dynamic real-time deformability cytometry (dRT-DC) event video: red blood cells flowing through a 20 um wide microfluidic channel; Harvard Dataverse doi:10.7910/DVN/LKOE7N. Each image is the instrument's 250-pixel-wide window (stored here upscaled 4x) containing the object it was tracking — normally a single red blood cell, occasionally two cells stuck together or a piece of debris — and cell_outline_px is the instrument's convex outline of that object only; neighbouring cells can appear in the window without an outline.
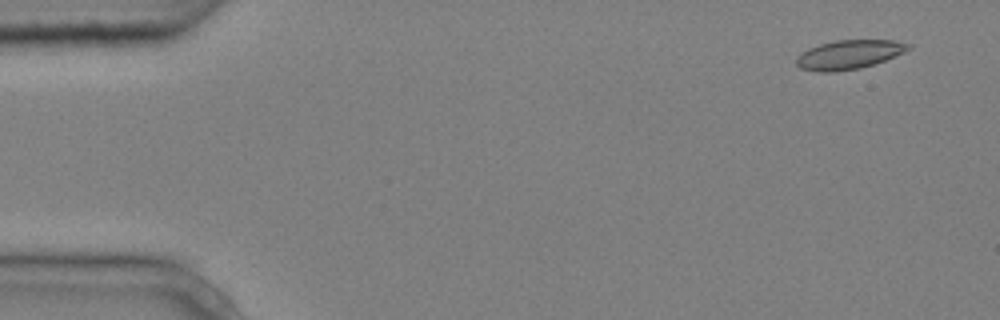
{"species": "common noctule bat (a hibernating species)", "species_latin": "Nyctalus noctula", "temperature_condition": "cold", "stored_images_in_passage": 6, "camera_frame_rate_fps": 3000, "um_per_image_px": 0.085, "animal": {"sex": "male", "body_mass_g": 20.4}, "frame": {"image": 1, "passage_image": 2, "time_ms": 0.333, "image_size_px": [1000, 320], "cell_outline_px": [[912, 48], [904, 52], [884, 60], [860, 68], [832, 72], [820, 72], [800, 68], [796, 64], [796, 56], [808, 48], [820, 44], [836, 40], [892, 40], [912, 44]], "centroid_in_image_um": [72.15, 4.63], "position_along_channel_um": 12.9, "area_um2": 18.9}}
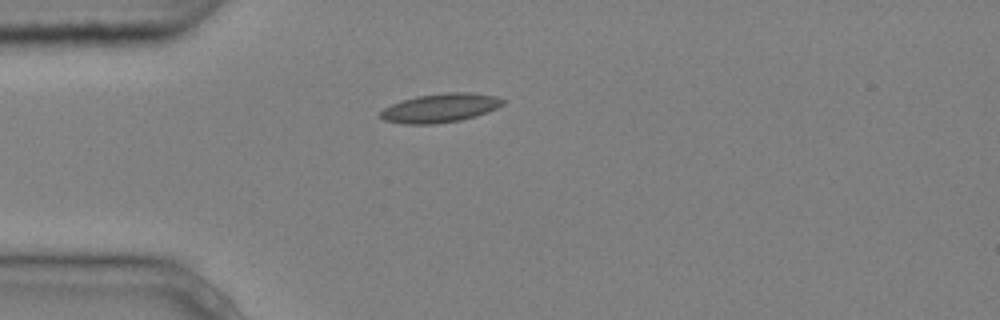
{"frame": {"image": 2, "passage_image": 5, "time_ms": 1.333, "image_size_px": [1000, 320], "cell_outline_px": [[504, 104], [488, 112], [476, 116], [460, 120], [436, 124], [404, 124], [384, 120], [376, 116], [384, 108], [392, 104], [416, 96], [448, 92], [468, 92], [496, 96], [504, 100]], "centroid_in_image_um": [37.4, 9.18], "position_along_channel_um": 47.6, "area_um2": 20.63}}